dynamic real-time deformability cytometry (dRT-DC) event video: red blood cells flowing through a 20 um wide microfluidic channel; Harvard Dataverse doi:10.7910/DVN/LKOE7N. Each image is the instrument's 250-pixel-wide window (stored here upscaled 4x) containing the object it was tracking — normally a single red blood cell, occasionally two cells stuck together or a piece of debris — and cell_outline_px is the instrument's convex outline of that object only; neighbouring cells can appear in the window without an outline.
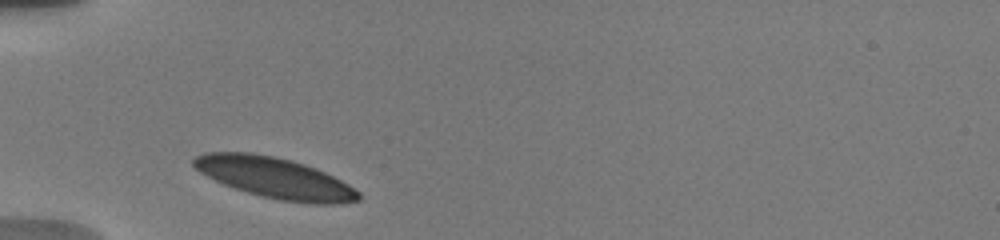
{"species": "human", "species_latin": "Homo sapiens", "temperature_condition": "warm", "stored_images_in_passage": 9, "camera_frame_rate_fps": 3000, "um_per_image_px": 0.085, "donor": {"sex": "male"}, "frame": {"image": 1, "passage_image": 1, "time_ms": 0.0, "image_size_px": [1000, 240], "cell_outline_px": [[360, 200], [336, 204], [312, 204], [280, 200], [260, 196], [224, 184], [200, 172], [192, 164], [192, 160], [196, 156], [204, 152], [252, 152], [292, 160], [316, 168], [348, 184], [360, 192]], "centroid_in_image_um": [23.37, 15.12], "position_along_channel_um": 61.6, "area_um2": 39.02}}
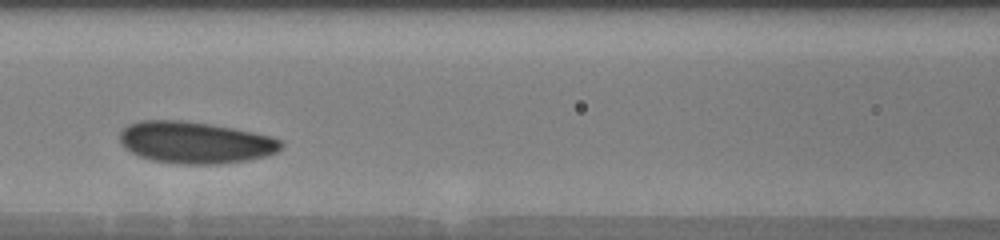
{"frame": {"image": 2, "passage_image": 3, "time_ms": 2.667, "image_size_px": [1000, 240], "cell_outline_px": [[284, 144], [276, 152], [268, 156], [248, 160], [220, 164], [180, 164], [152, 160], [140, 156], [124, 148], [120, 144], [120, 132], [128, 124], [140, 120], [180, 120], [212, 124], [272, 136], [280, 140]], "centroid_in_image_um": [16.59, 12.11], "position_along_channel_um": 150.0, "area_um2": 39.42}}
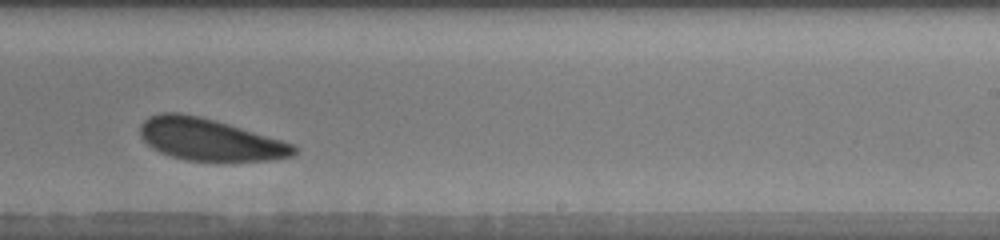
{"frame": {"image": 3, "passage_image": 6, "time_ms": 6.0, "image_size_px": [1000, 240], "cell_outline_px": [[300, 148], [292, 156], [272, 160], [220, 164], [216, 164], [184, 160], [160, 152], [152, 148], [140, 136], [140, 124], [148, 116], [160, 112], [180, 112], [200, 116], [216, 120], [296, 144]], "centroid_in_image_um": [17.87, 11.9], "position_along_channel_um": 271.1, "area_um2": 39.07}}